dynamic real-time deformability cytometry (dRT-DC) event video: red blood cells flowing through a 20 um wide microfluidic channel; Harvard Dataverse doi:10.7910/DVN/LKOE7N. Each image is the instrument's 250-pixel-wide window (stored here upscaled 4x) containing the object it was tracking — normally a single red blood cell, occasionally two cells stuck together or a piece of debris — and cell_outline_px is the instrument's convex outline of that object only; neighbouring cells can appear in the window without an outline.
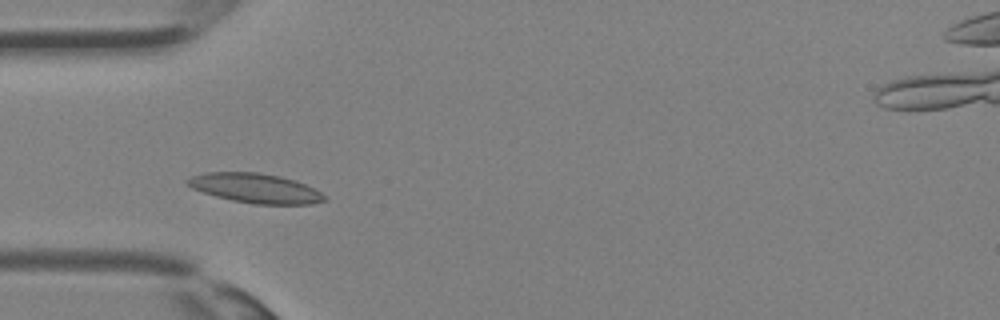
{"species": "Egyptian fruit bat (a non-hibernating species)", "species_latin": "Rousettus aegyptiacus", "temperature_condition": "room temperature", "stored_images_in_passage": 26, "camera_frame_rate_fps": 3000, "um_per_image_px": 0.085, "animal": {"sex": "female"}, "frame": {"image": 1, "passage_image": 1, "time_ms": 0.0, "image_size_px": [1000, 320], "cell_outline_px": [[328, 200], [312, 204], [256, 204], [232, 200], [216, 196], [192, 188], [184, 180], [192, 176], [204, 172], [256, 172], [280, 176], [296, 180], [328, 196]], "centroid_in_image_um": [21.73, 15.99], "position_along_channel_um": 63.3, "area_um2": 23.52}}
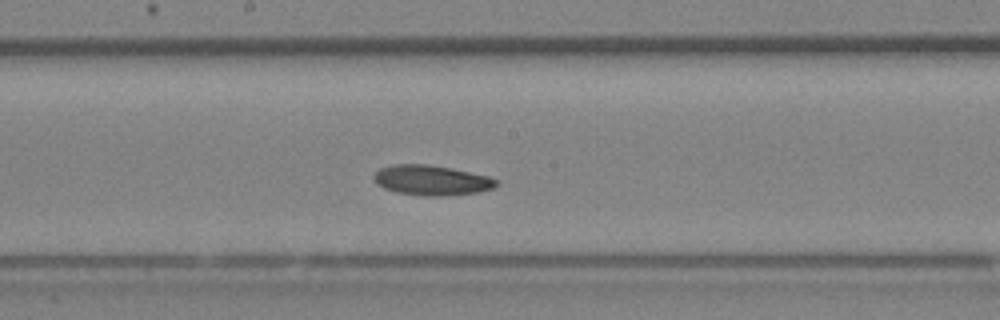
{"frame": {"image": 2, "passage_image": 9, "time_ms": 2.667, "image_size_px": [1000, 320], "cell_outline_px": [[500, 184], [492, 188], [476, 192], [448, 196], [424, 196], [396, 192], [384, 188], [376, 184], [372, 176], [380, 168], [392, 164], [428, 164], [452, 168], [488, 176], [496, 180]], "centroid_in_image_um": [36.65, 15.32], "position_along_channel_um": 211.5, "area_um2": 21.56}}
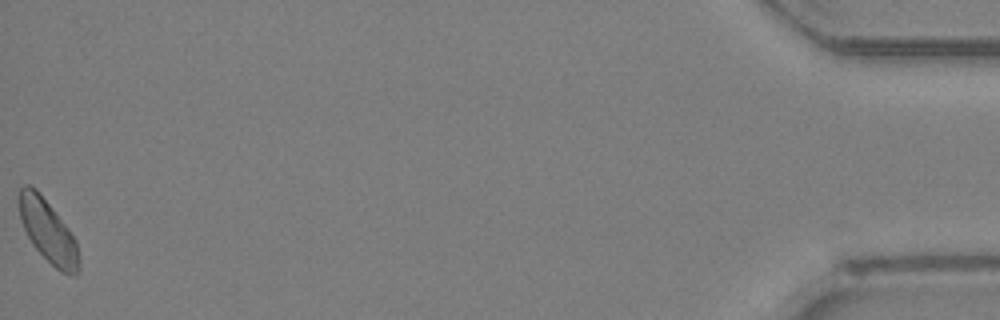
{"frame": {"image": 3, "passage_image": 26, "time_ms": 8.333, "image_size_px": [1000, 320], "cell_outline_px": [[80, 268], [76, 276], [72, 276], [60, 272], [32, 244], [24, 228], [20, 216], [16, 200], [16, 196], [20, 188], [24, 184], [28, 184], [36, 188], [68, 228], [76, 240]], "centroid_in_image_um": [4.05, 19.62], "position_along_channel_um": 431.1, "area_um2": 21.91}}